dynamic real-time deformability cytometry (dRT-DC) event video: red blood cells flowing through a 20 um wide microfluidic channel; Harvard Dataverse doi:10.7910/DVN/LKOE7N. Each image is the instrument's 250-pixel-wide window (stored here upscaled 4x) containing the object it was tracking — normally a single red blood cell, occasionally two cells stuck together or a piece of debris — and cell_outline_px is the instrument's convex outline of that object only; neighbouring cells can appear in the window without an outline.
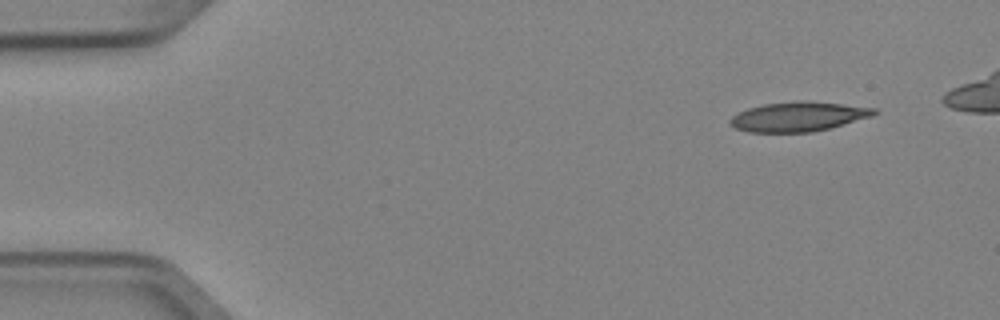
{"species": "Egyptian fruit bat (a non-hibernating species)", "species_latin": "Rousettus aegyptiacus", "temperature_condition": "cold", "stored_images_in_passage": 5, "camera_frame_rate_fps": 3000, "um_per_image_px": 0.085, "animal": {"sex": "female"}, "frame": {"image": 1, "passage_image": 1, "time_ms": 0.0, "image_size_px": [1000, 320], "cell_outline_px": [[880, 112], [872, 116], [828, 128], [812, 132], [748, 132], [736, 128], [728, 124], [728, 120], [732, 116], [748, 108], [764, 104], [800, 100], [808, 100], [876, 108]], "centroid_in_image_um": [67.84, 9.9], "position_along_channel_um": 17.2, "area_um2": 24.8}}
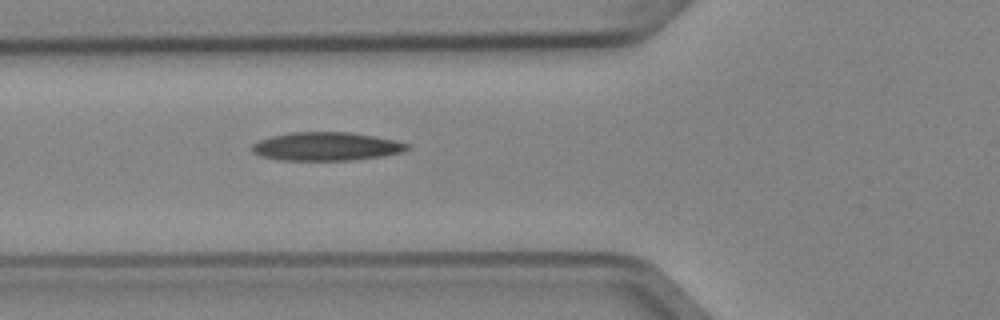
{"frame": {"image": 2, "passage_image": 5, "time_ms": 1.333, "image_size_px": [1000, 320], "cell_outline_px": [[408, 148], [400, 152], [380, 156], [348, 160], [280, 160], [260, 156], [252, 152], [252, 144], [260, 140], [272, 136], [288, 132], [352, 132], [376, 136], [396, 140], [408, 144]], "centroid_in_image_um": [27.7, 12.43], "position_along_channel_um": 98.1, "area_um2": 25.61}}